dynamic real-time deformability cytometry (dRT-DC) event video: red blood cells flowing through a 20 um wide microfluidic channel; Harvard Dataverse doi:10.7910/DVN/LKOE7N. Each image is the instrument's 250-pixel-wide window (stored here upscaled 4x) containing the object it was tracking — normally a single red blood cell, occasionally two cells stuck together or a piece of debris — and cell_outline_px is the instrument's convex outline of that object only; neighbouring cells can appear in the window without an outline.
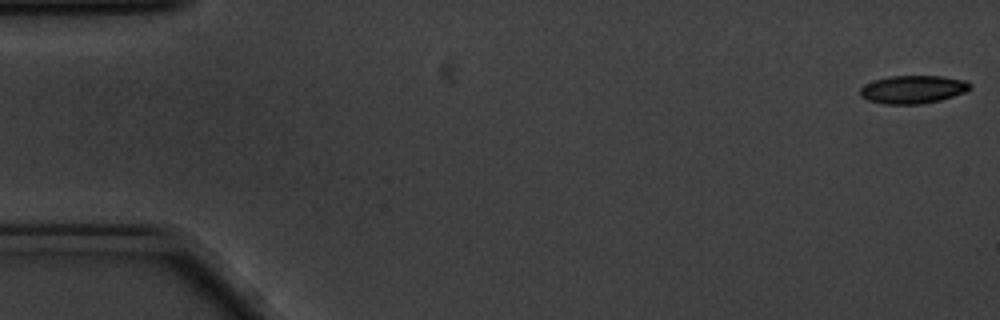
{"species": "common noctule bat (a hibernating species)", "species_latin": "Nyctalus noctula", "temperature_condition": "cold", "stored_images_in_passage": 57, "camera_frame_rate_fps": 3000, "um_per_image_px": 0.085, "animal": {"sex": "male", "body_mass_g": 20.1, "forearm_length_mm": 53.5}, "frame": {"image": 1, "passage_image": 1, "time_ms": 0.0, "image_size_px": [1000, 320], "cell_outline_px": [[972, 88], [964, 92], [940, 100], [920, 104], [884, 104], [868, 100], [860, 96], [860, 88], [864, 84], [888, 76], [944, 76], [968, 80], [972, 84]], "centroid_in_image_um": [77.62, 7.59], "position_along_channel_um": 7.4, "area_um2": 18.09}}
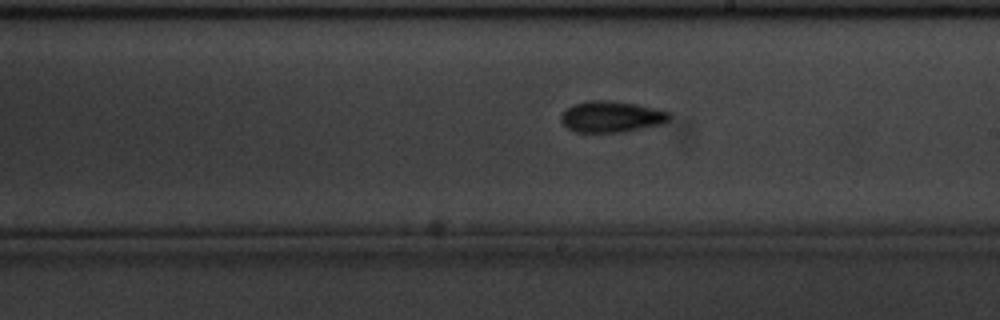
{"frame": {"image": 2, "passage_image": 32, "time_ms": 10.333, "image_size_px": [1000, 320], "cell_outline_px": [[672, 116], [664, 124], [624, 132], [576, 132], [568, 128], [560, 120], [560, 116], [572, 104], [588, 100], [612, 100], [636, 104], [672, 112]], "centroid_in_image_um": [52.01, 9.91], "position_along_channel_um": 237.0, "area_um2": 19.94}}
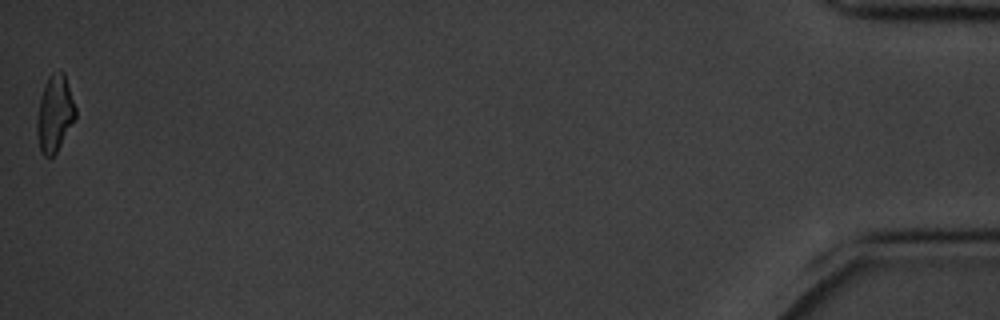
{"frame": {"image": 3, "passage_image": 57, "time_ms": 18.667, "image_size_px": [1000, 320], "cell_outline_px": [[76, 116], [56, 152], [52, 156], [44, 156], [40, 152], [36, 132], [36, 120], [40, 96], [44, 84], [48, 76], [52, 72], [60, 68], [64, 72], [76, 108]], "centroid_in_image_um": [4.63, 9.6], "position_along_channel_um": 430.6, "area_um2": 17.34}, "authors_computed_cell_mechanics": {"area_um2": 18.3804, "velocity_mm_per_s": 3.4864, "shape_relaxation_time_tau1_ms": 3.9913, "shape_relaxation_time_tau2_ms": 8.5782, "deformation_change_tau1": 0.1026, "deformation_change_tau2": 0.1665}}